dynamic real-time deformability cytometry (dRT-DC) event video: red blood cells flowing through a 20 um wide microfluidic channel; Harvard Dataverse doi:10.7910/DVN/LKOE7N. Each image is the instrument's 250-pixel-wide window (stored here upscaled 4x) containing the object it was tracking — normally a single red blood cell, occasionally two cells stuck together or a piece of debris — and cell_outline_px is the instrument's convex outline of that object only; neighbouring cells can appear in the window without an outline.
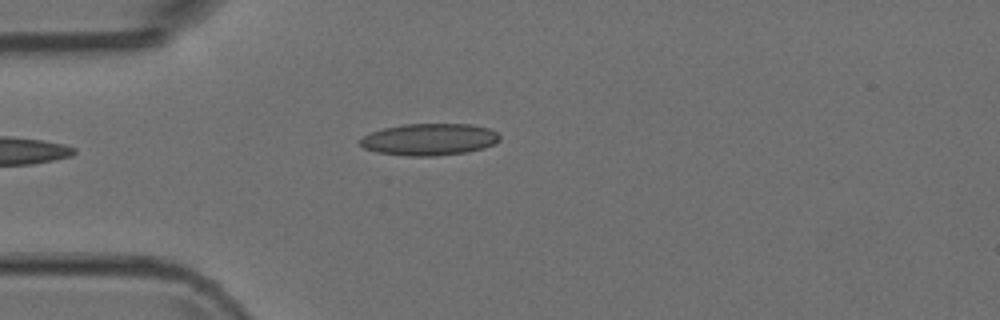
{"species": "Egyptian fruit bat (a non-hibernating species)", "species_latin": "Rousettus aegyptiacus", "temperature_condition": "room temperature", "stored_images_in_passage": 1, "camera_frame_rate_fps": 3000, "um_per_image_px": 0.085, "animal": {"sex": "female"}, "frame": {"image": 1, "passage_image": 1, "time_ms": 0.0, "image_size_px": [1000, 320], "cell_outline_px": [[500, 140], [484, 148], [468, 152], [432, 156], [408, 156], [376, 152], [364, 148], [360, 144], [360, 140], [364, 136], [372, 132], [384, 128], [404, 124], [472, 124], [488, 128], [496, 132], [500, 136]], "centroid_in_image_um": [36.51, 11.85], "position_along_channel_um": 48.5, "area_um2": 25.84}}